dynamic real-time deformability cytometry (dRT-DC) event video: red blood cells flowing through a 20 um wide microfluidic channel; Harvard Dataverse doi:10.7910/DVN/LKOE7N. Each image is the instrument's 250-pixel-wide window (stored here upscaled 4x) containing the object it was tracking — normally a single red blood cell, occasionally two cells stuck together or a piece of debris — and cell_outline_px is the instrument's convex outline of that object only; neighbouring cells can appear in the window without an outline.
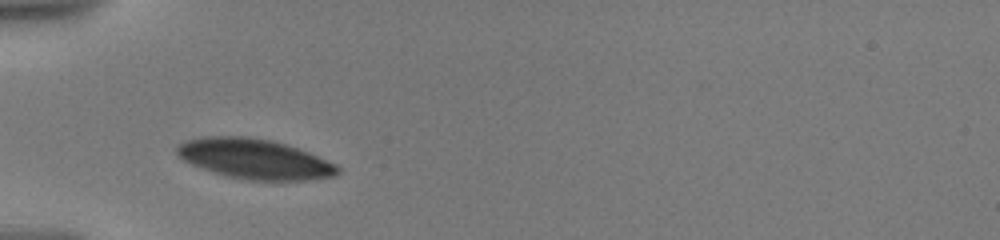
{"species": "human", "species_latin": "Homo sapiens", "temperature_condition": "warm", "stored_images_in_passage": 9, "camera_frame_rate_fps": 3000, "um_per_image_px": 0.085, "donor": {"sex": "male"}, "frame": {"image": 1, "passage_image": 1, "time_ms": 0.0, "image_size_px": [1000, 240], "cell_outline_px": [[340, 172], [336, 176], [304, 180], [252, 180], [224, 176], [192, 164], [184, 160], [176, 152], [176, 148], [180, 144], [188, 140], [200, 136], [248, 136], [272, 140], [308, 152], [336, 164], [340, 168]], "centroid_in_image_um": [21.65, 13.5], "position_along_channel_um": 63.4, "area_um2": 37.28}}
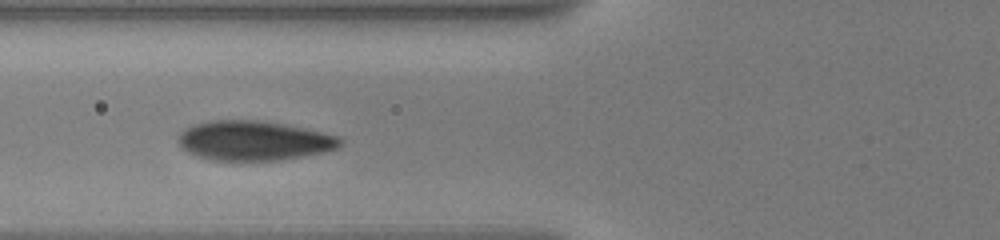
{"frame": {"image": 2, "passage_image": 8, "time_ms": 1.333, "image_size_px": [1000, 240], "cell_outline_px": [[344, 140], [336, 148], [324, 152], [304, 156], [280, 160], [240, 164], [212, 160], [188, 152], [180, 144], [180, 132], [184, 128], [192, 124], [212, 120], [256, 120], [284, 124], [304, 128], [340, 136]], "centroid_in_image_um": [21.58, 11.99], "position_along_channel_um": 104.2, "area_um2": 38.15}}